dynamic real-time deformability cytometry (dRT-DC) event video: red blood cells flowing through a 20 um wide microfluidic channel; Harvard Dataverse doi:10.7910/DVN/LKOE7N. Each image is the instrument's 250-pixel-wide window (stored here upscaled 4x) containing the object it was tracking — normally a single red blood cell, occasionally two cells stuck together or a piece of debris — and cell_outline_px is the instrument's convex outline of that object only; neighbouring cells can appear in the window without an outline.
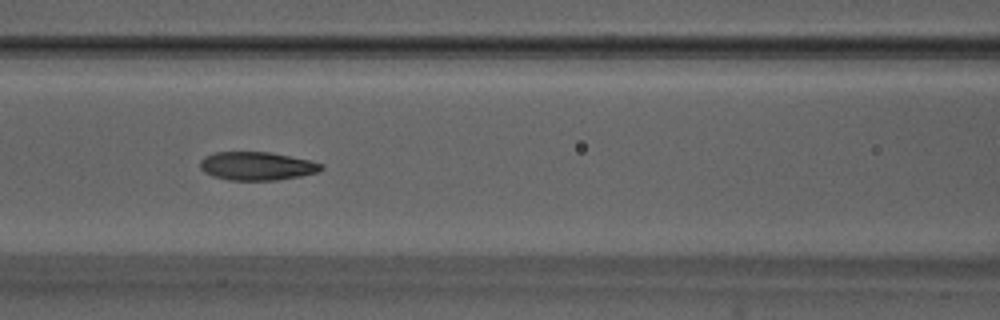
{"species": "Egyptian fruit bat (a non-hibernating species)", "species_latin": "Rousettus aegyptiacus", "temperature_condition": "warm", "stored_images_in_passage": 53, "segment_of_instrument_passage": [1, 2], "camera_frame_rate_fps": 3000, "um_per_image_px": 0.085, "animal": {"sex": "male"}, "frame": {"image": 1, "passage_image": 22, "time_ms": 7.0, "image_size_px": [1000, 320], "cell_outline_px": [[324, 168], [316, 172], [300, 176], [276, 180], [228, 180], [212, 176], [204, 172], [200, 168], [200, 160], [204, 156], [216, 152], [268, 152], [308, 160], [324, 164]], "centroid_in_image_um": [21.8, 14.11], "position_along_channel_um": 144.8, "area_um2": 19.94}}
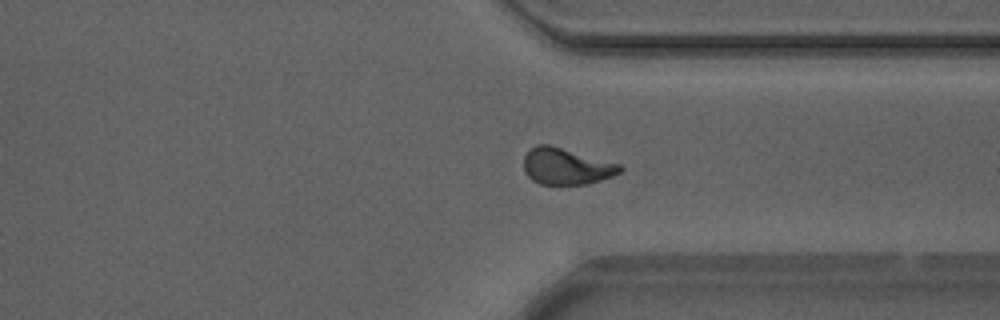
{"frame": {"image": 2, "passage_image": 39, "time_ms": 12.667, "image_size_px": [1000, 320], "cell_outline_px": [[624, 168], [620, 172], [612, 176], [588, 184], [540, 184], [532, 180], [528, 176], [524, 168], [524, 156], [536, 144], [548, 144], [620, 164]], "centroid_in_image_um": [48.13, 14.14], "position_along_channel_um": 363.3, "area_um2": 20.23}}
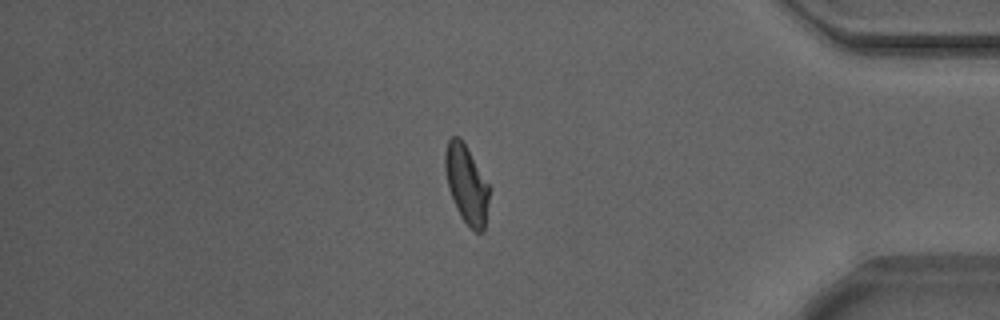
{"frame": {"image": 3, "passage_image": 44, "time_ms": 14.333, "image_size_px": [1000, 320], "cell_outline_px": [[488, 200], [484, 232], [476, 232], [460, 216], [456, 208], [448, 188], [444, 168], [444, 152], [448, 140], [452, 136], [460, 136], [488, 184]], "centroid_in_image_um": [39.61, 15.64], "position_along_channel_um": 395.6, "area_um2": 19.83}}